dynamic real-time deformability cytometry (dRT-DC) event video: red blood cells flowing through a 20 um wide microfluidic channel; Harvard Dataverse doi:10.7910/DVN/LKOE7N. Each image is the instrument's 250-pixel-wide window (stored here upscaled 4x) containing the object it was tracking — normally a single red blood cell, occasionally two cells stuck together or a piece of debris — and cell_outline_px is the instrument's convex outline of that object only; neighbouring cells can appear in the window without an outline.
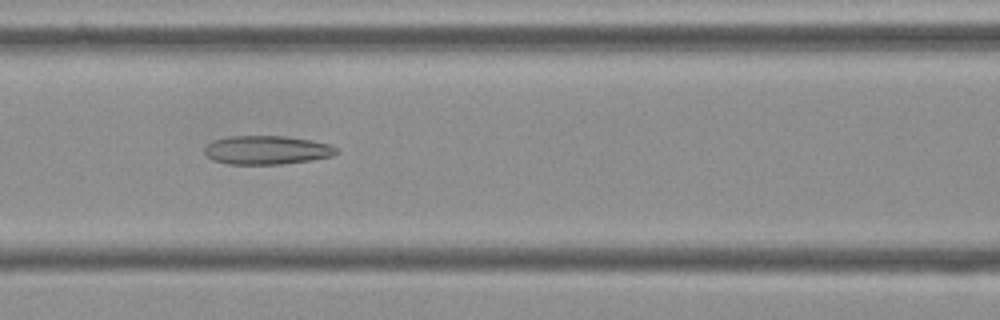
{"species": "Egyptian fruit bat (a non-hibernating species)", "species_latin": "Rousettus aegyptiacus", "temperature_condition": "cold", "stored_images_in_passage": 9, "camera_frame_rate_fps": 3000, "um_per_image_px": 0.085, "frame": {"image": 1, "passage_image": 7, "time_ms": 2.0, "image_size_px": [1000, 320], "cell_outline_px": [[340, 152], [332, 156], [312, 160], [280, 164], [228, 164], [212, 160], [204, 152], [204, 148], [212, 140], [228, 136], [284, 136], [312, 140], [332, 144]], "centroid_in_image_um": [22.69, 12.75], "position_along_channel_um": 143.9, "area_um2": 22.25}}
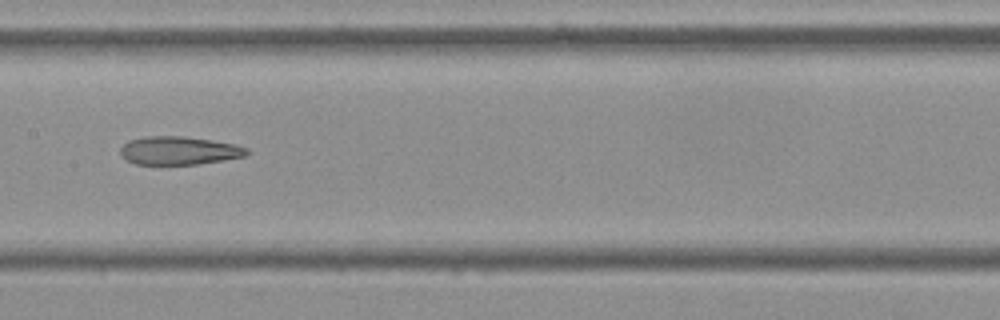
{"frame": {"image": 2, "passage_image": 8, "time_ms": 2.333, "image_size_px": [1000, 320], "cell_outline_px": [[248, 156], [224, 160], [196, 164], [136, 164], [124, 160], [120, 156], [120, 148], [128, 140], [144, 136], [184, 136], [212, 140], [236, 144], [248, 148]], "centroid_in_image_um": [15.2, 12.79], "position_along_channel_um": 192.2, "area_um2": 21.1}}
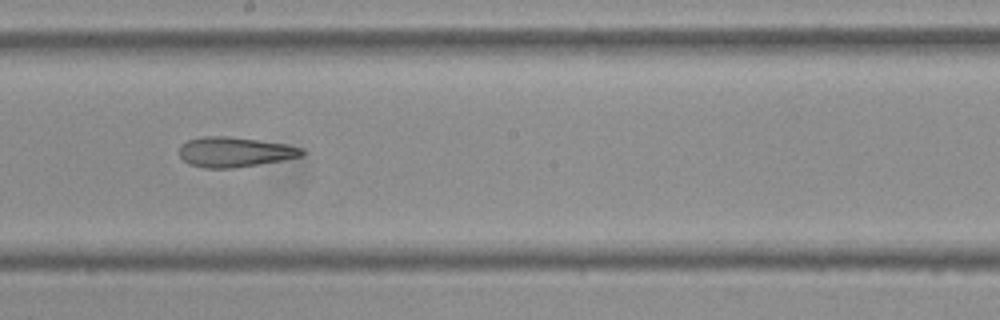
{"frame": {"image": 3, "passage_image": 9, "time_ms": 2.667, "image_size_px": [1000, 320], "cell_outline_px": [[304, 156], [284, 160], [232, 168], [204, 168], [188, 164], [180, 156], [180, 144], [188, 140], [204, 136], [228, 136], [284, 144], [304, 148]], "centroid_in_image_um": [19.95, 12.92], "position_along_channel_um": 228.3, "area_um2": 21.39}}